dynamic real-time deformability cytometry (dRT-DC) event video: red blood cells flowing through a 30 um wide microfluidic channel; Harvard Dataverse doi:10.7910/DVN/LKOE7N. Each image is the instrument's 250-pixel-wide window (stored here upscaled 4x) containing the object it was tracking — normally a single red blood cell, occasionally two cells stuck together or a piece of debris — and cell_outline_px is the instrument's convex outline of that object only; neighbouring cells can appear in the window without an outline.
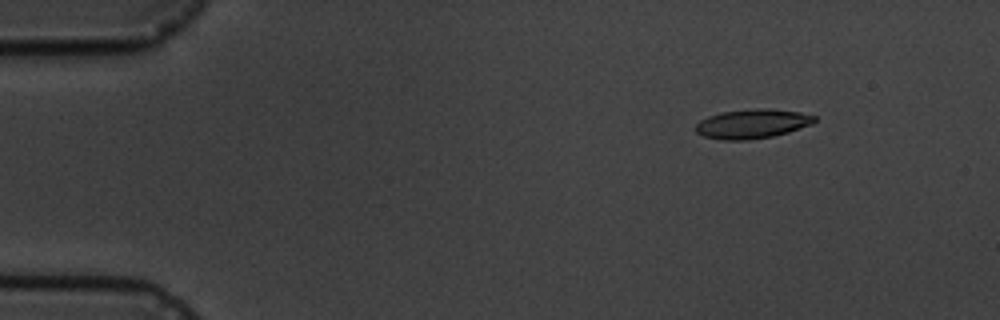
{"species": "common noctule bat (a hibernating species)", "species_latin": "Nyctalus noctula", "temperature_condition": "cold", "stored_images_in_passage": 5, "camera_frame_rate_fps": 3000, "um_per_image_px": 0.085, "animal": {"sex": "male", "body_mass_g": 19.5, "forearm_length_mm": 54.6}, "frame": {"image": 1, "passage_image": 2, "time_ms": 1.0, "image_size_px": [1000, 320], "cell_outline_px": [[816, 120], [812, 124], [788, 132], [772, 136], [748, 140], [720, 140], [704, 136], [696, 132], [696, 124], [700, 120], [708, 116], [724, 112], [756, 108], [768, 108], [800, 112], [816, 116]], "centroid_in_image_um": [63.95, 10.52], "position_along_channel_um": 21.1, "area_um2": 20.23}}
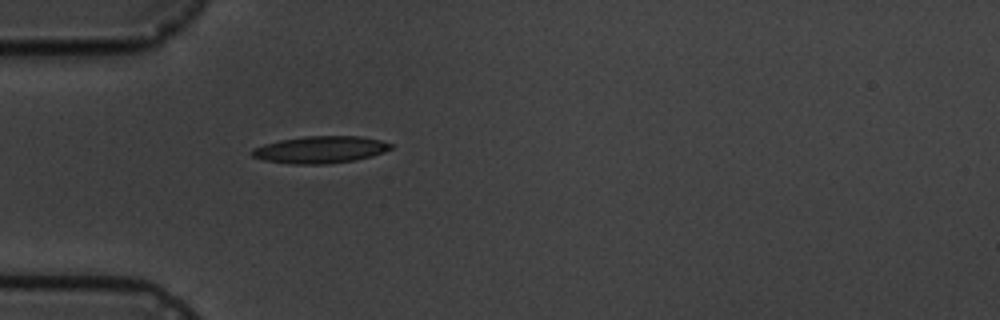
{"frame": {"image": 2, "passage_image": 5, "time_ms": 4.333, "image_size_px": [1000, 320], "cell_outline_px": [[392, 148], [384, 152], [372, 156], [356, 160], [324, 164], [292, 164], [264, 160], [252, 156], [248, 152], [252, 148], [264, 144], [280, 140], [304, 136], [360, 136], [380, 140], [392, 144]], "centroid_in_image_um": [27.2, 12.72], "position_along_channel_um": 57.8, "area_um2": 21.96}}